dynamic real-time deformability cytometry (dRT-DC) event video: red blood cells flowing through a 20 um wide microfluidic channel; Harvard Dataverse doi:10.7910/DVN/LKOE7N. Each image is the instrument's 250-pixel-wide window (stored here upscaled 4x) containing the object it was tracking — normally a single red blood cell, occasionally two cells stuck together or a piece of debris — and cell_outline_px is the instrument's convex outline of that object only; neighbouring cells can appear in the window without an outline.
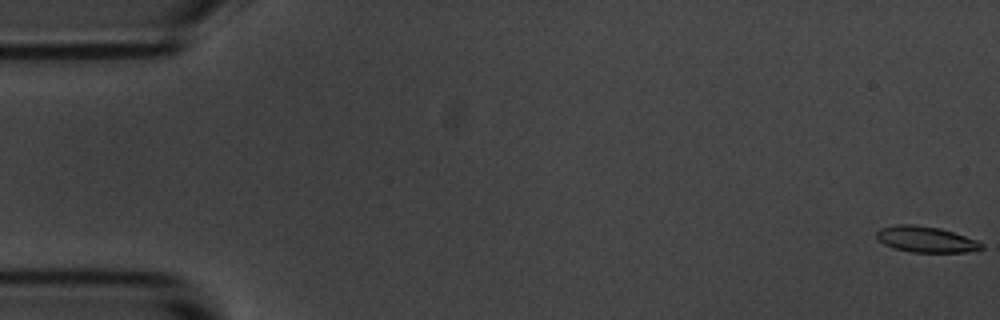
{"species": "common noctule bat (a hibernating species)", "species_latin": "Nyctalus noctula", "temperature_condition": "room temperature", "stored_images_in_passage": 55, "camera_frame_rate_fps": 3000, "um_per_image_px": 0.085, "animal": {"sex": "male", "body_mass_g": 20.1, "forearm_length_mm": 53.5}, "frame": {"image": 1, "passage_image": 1, "time_ms": 0.0, "image_size_px": [1000, 320], "cell_outline_px": [[984, 248], [964, 252], [908, 252], [892, 248], [884, 244], [876, 236], [876, 232], [880, 228], [896, 224], [912, 224], [940, 228], [976, 240], [984, 244]], "centroid_in_image_um": [78.67, 20.34], "position_along_channel_um": 6.3, "area_um2": 15.84}}
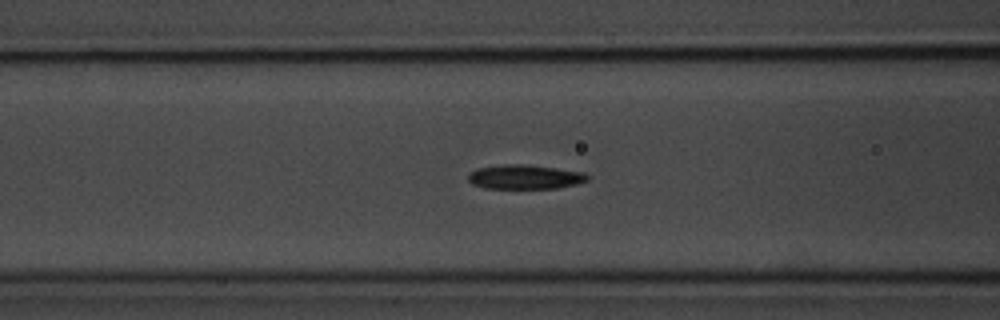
{"frame": {"image": 2, "passage_image": 22, "time_ms": 7.0, "image_size_px": [1000, 320], "cell_outline_px": [[588, 180], [576, 184], [556, 188], [484, 188], [472, 184], [468, 180], [468, 172], [476, 168], [504, 164], [524, 164], [556, 168], [584, 172], [588, 176]], "centroid_in_image_um": [44.57, 15.03], "position_along_channel_um": 122.0, "area_um2": 16.94}}
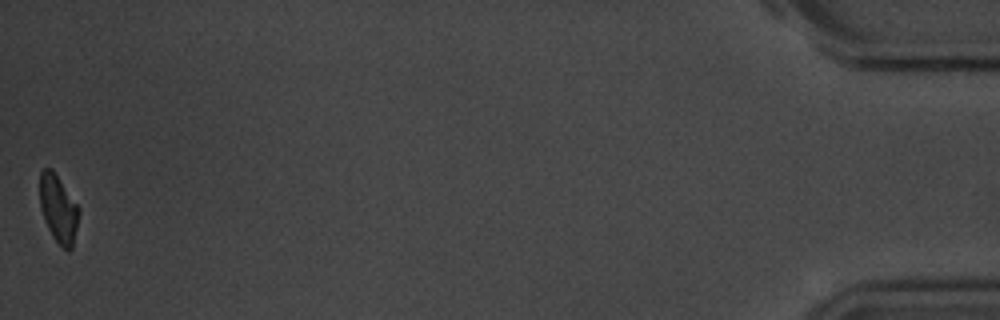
{"frame": {"image": 3, "passage_image": 55, "time_ms": 18.0, "image_size_px": [1000, 320], "cell_outline_px": [[80, 212], [72, 248], [68, 252], [52, 236], [44, 220], [40, 208], [40, 172], [44, 168], [52, 168], [80, 208]], "centroid_in_image_um": [4.96, 17.74], "position_along_channel_um": 430.2, "area_um2": 15.43}, "authors_computed_cell_mechanics": {"area_um2": 16.8198, "velocity_mm_per_s": 3.6999, "shape_relaxation_time_tau1_ms": 3.5496, "shape_relaxation_time_tau2_ms": null, "deformation_change_tau1": 0.1044, "deformation_change_tau2": null}}